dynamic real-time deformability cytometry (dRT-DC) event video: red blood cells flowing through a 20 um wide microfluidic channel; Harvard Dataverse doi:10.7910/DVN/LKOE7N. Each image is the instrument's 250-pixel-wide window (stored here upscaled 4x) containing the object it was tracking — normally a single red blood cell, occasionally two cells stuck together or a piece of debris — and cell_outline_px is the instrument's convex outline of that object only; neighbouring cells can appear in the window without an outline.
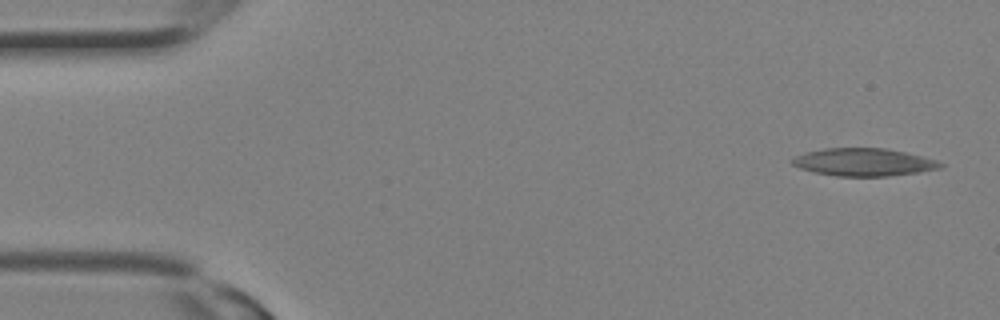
{"species": "Egyptian fruit bat (a non-hibernating species)", "species_latin": "Rousettus aegyptiacus", "temperature_condition": "room temperature", "stored_images_in_passage": 8, "camera_frame_rate_fps": 3000, "um_per_image_px": 0.085, "animal": {"sex": "female"}, "frame": {"image": 1, "passage_image": 1, "time_ms": 0.0, "image_size_px": [1000, 320], "cell_outline_px": [[944, 164], [940, 168], [920, 172], [888, 176], [836, 176], [816, 172], [800, 168], [792, 164], [788, 160], [804, 152], [824, 148], [884, 148], [904, 152], [936, 160]], "centroid_in_image_um": [73.38, 13.78], "position_along_channel_um": 11.6, "area_um2": 23.81}}
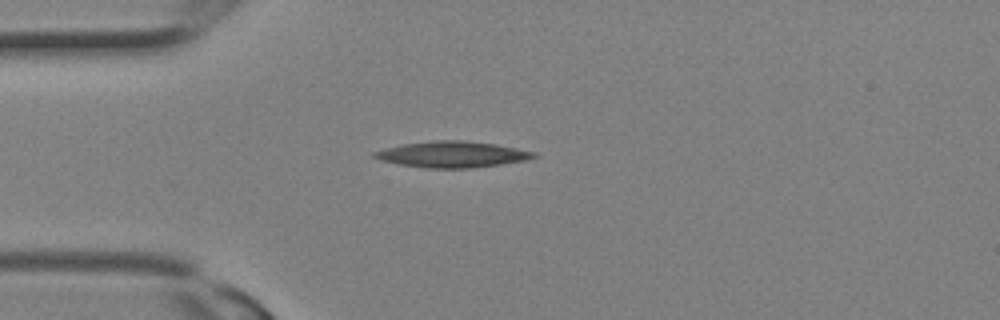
{"frame": {"image": 2, "passage_image": 7, "time_ms": 2.0, "image_size_px": [1000, 320], "cell_outline_px": [[540, 156], [528, 160], [472, 168], [424, 168], [396, 164], [380, 160], [372, 156], [372, 152], [384, 148], [404, 144], [432, 140], [460, 140], [496, 144], [536, 152]], "centroid_in_image_um": [38.43, 13.13], "position_along_channel_um": 46.6, "area_um2": 24.45}}